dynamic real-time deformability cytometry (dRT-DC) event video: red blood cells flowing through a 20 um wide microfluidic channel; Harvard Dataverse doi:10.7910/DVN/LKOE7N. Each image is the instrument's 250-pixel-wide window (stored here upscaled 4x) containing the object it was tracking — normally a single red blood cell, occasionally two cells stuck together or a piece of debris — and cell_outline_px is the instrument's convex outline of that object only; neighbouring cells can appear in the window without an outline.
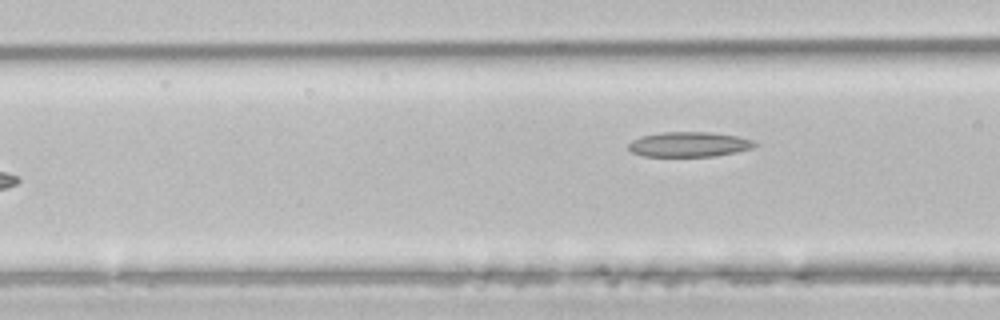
{"species": "common noctule bat (a hibernating species)", "species_latin": "Nyctalus noctula", "temperature_condition": "room temperature", "stored_images_in_passage": 6, "camera_frame_rate_fps": 3000, "um_per_image_px": 0.085, "animal": {"sex": "male", "body_mass_g": 21.5, "forearm_length_mm": 52.0}, "frame": {"image": 1, "passage_image": 6, "time_ms": 1.667, "image_size_px": [1000, 320], "cell_outline_px": [[756, 144], [752, 148], [736, 152], [716, 156], [644, 156], [632, 152], [628, 148], [628, 144], [632, 140], [640, 136], [660, 132], [708, 132], [736, 136], [756, 140]], "centroid_in_image_um": [58.56, 12.27], "position_along_channel_um": 108.0, "area_um2": 18.38}}